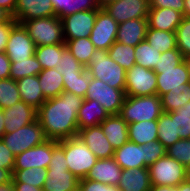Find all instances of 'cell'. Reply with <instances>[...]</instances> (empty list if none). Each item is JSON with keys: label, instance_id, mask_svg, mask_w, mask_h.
Masks as SVG:
<instances>
[{"label": "cell", "instance_id": "cell-1", "mask_svg": "<svg viewBox=\"0 0 190 191\" xmlns=\"http://www.w3.org/2000/svg\"><path fill=\"white\" fill-rule=\"evenodd\" d=\"M83 98L63 91L54 98L47 99L37 109V120L49 140H63L78 135L77 116Z\"/></svg>", "mask_w": 190, "mask_h": 191}, {"label": "cell", "instance_id": "cell-2", "mask_svg": "<svg viewBox=\"0 0 190 191\" xmlns=\"http://www.w3.org/2000/svg\"><path fill=\"white\" fill-rule=\"evenodd\" d=\"M86 70L91 78L99 79L115 89H125L126 70L109 57L107 50L96 49Z\"/></svg>", "mask_w": 190, "mask_h": 191}, {"label": "cell", "instance_id": "cell-3", "mask_svg": "<svg viewBox=\"0 0 190 191\" xmlns=\"http://www.w3.org/2000/svg\"><path fill=\"white\" fill-rule=\"evenodd\" d=\"M163 113L161 99L157 94L126 96L119 115L127 124L157 120Z\"/></svg>", "mask_w": 190, "mask_h": 191}, {"label": "cell", "instance_id": "cell-4", "mask_svg": "<svg viewBox=\"0 0 190 191\" xmlns=\"http://www.w3.org/2000/svg\"><path fill=\"white\" fill-rule=\"evenodd\" d=\"M58 143L64 148L68 170L78 180L86 178L98 158L78 136L59 140Z\"/></svg>", "mask_w": 190, "mask_h": 191}, {"label": "cell", "instance_id": "cell-5", "mask_svg": "<svg viewBox=\"0 0 190 191\" xmlns=\"http://www.w3.org/2000/svg\"><path fill=\"white\" fill-rule=\"evenodd\" d=\"M22 25L36 47L65 43L62 22L57 16L27 20Z\"/></svg>", "mask_w": 190, "mask_h": 191}, {"label": "cell", "instance_id": "cell-6", "mask_svg": "<svg viewBox=\"0 0 190 191\" xmlns=\"http://www.w3.org/2000/svg\"><path fill=\"white\" fill-rule=\"evenodd\" d=\"M151 185H167L177 187L190 177V171L177 160L167 154L149 167Z\"/></svg>", "mask_w": 190, "mask_h": 191}, {"label": "cell", "instance_id": "cell-7", "mask_svg": "<svg viewBox=\"0 0 190 191\" xmlns=\"http://www.w3.org/2000/svg\"><path fill=\"white\" fill-rule=\"evenodd\" d=\"M16 156L22 152L38 146L48 140L44 134L40 122H34L19 128L11 133H5L1 139Z\"/></svg>", "mask_w": 190, "mask_h": 191}, {"label": "cell", "instance_id": "cell-8", "mask_svg": "<svg viewBox=\"0 0 190 191\" xmlns=\"http://www.w3.org/2000/svg\"><path fill=\"white\" fill-rule=\"evenodd\" d=\"M125 98V89L112 88L107 83L94 78H91L85 96L87 100L99 102L109 115H119Z\"/></svg>", "mask_w": 190, "mask_h": 191}, {"label": "cell", "instance_id": "cell-9", "mask_svg": "<svg viewBox=\"0 0 190 191\" xmlns=\"http://www.w3.org/2000/svg\"><path fill=\"white\" fill-rule=\"evenodd\" d=\"M157 75L152 69L133 65L126 71V96H148L156 94Z\"/></svg>", "mask_w": 190, "mask_h": 191}, {"label": "cell", "instance_id": "cell-10", "mask_svg": "<svg viewBox=\"0 0 190 191\" xmlns=\"http://www.w3.org/2000/svg\"><path fill=\"white\" fill-rule=\"evenodd\" d=\"M99 10L79 11L61 18L65 40L90 37Z\"/></svg>", "mask_w": 190, "mask_h": 191}, {"label": "cell", "instance_id": "cell-11", "mask_svg": "<svg viewBox=\"0 0 190 191\" xmlns=\"http://www.w3.org/2000/svg\"><path fill=\"white\" fill-rule=\"evenodd\" d=\"M117 31L118 23L101 8L89 38L96 49L108 50L116 41Z\"/></svg>", "mask_w": 190, "mask_h": 191}, {"label": "cell", "instance_id": "cell-12", "mask_svg": "<svg viewBox=\"0 0 190 191\" xmlns=\"http://www.w3.org/2000/svg\"><path fill=\"white\" fill-rule=\"evenodd\" d=\"M36 45L22 24L10 31L5 53L10 60H26L35 54Z\"/></svg>", "mask_w": 190, "mask_h": 191}, {"label": "cell", "instance_id": "cell-13", "mask_svg": "<svg viewBox=\"0 0 190 191\" xmlns=\"http://www.w3.org/2000/svg\"><path fill=\"white\" fill-rule=\"evenodd\" d=\"M103 9L118 23L147 18L149 0H117L104 6Z\"/></svg>", "mask_w": 190, "mask_h": 191}, {"label": "cell", "instance_id": "cell-14", "mask_svg": "<svg viewBox=\"0 0 190 191\" xmlns=\"http://www.w3.org/2000/svg\"><path fill=\"white\" fill-rule=\"evenodd\" d=\"M153 70L157 75L156 94L159 97L172 89L184 88L190 83L189 68L185 60L175 68Z\"/></svg>", "mask_w": 190, "mask_h": 191}, {"label": "cell", "instance_id": "cell-15", "mask_svg": "<svg viewBox=\"0 0 190 191\" xmlns=\"http://www.w3.org/2000/svg\"><path fill=\"white\" fill-rule=\"evenodd\" d=\"M52 153L53 140L48 139L44 143L16 155L13 169H30L31 167L48 169Z\"/></svg>", "mask_w": 190, "mask_h": 191}, {"label": "cell", "instance_id": "cell-16", "mask_svg": "<svg viewBox=\"0 0 190 191\" xmlns=\"http://www.w3.org/2000/svg\"><path fill=\"white\" fill-rule=\"evenodd\" d=\"M56 16L51 0H17L14 15L19 24L24 21Z\"/></svg>", "mask_w": 190, "mask_h": 191}, {"label": "cell", "instance_id": "cell-17", "mask_svg": "<svg viewBox=\"0 0 190 191\" xmlns=\"http://www.w3.org/2000/svg\"><path fill=\"white\" fill-rule=\"evenodd\" d=\"M77 136L98 159L113 157L115 150L107 140L100 125L81 129Z\"/></svg>", "mask_w": 190, "mask_h": 191}, {"label": "cell", "instance_id": "cell-18", "mask_svg": "<svg viewBox=\"0 0 190 191\" xmlns=\"http://www.w3.org/2000/svg\"><path fill=\"white\" fill-rule=\"evenodd\" d=\"M3 113L5 133L14 132L37 119V110L22 100L4 109Z\"/></svg>", "mask_w": 190, "mask_h": 191}, {"label": "cell", "instance_id": "cell-19", "mask_svg": "<svg viewBox=\"0 0 190 191\" xmlns=\"http://www.w3.org/2000/svg\"><path fill=\"white\" fill-rule=\"evenodd\" d=\"M78 183L68 167L49 166L43 191H78Z\"/></svg>", "mask_w": 190, "mask_h": 191}, {"label": "cell", "instance_id": "cell-20", "mask_svg": "<svg viewBox=\"0 0 190 191\" xmlns=\"http://www.w3.org/2000/svg\"><path fill=\"white\" fill-rule=\"evenodd\" d=\"M122 168L116 163L114 158L98 159L86 176V179L101 182L111 186L119 184Z\"/></svg>", "mask_w": 190, "mask_h": 191}, {"label": "cell", "instance_id": "cell-21", "mask_svg": "<svg viewBox=\"0 0 190 191\" xmlns=\"http://www.w3.org/2000/svg\"><path fill=\"white\" fill-rule=\"evenodd\" d=\"M183 14L171 8H150L147 17L148 28L175 32Z\"/></svg>", "mask_w": 190, "mask_h": 191}, {"label": "cell", "instance_id": "cell-22", "mask_svg": "<svg viewBox=\"0 0 190 191\" xmlns=\"http://www.w3.org/2000/svg\"><path fill=\"white\" fill-rule=\"evenodd\" d=\"M148 29L147 18H138L118 24L116 41L135 47L145 40Z\"/></svg>", "mask_w": 190, "mask_h": 191}, {"label": "cell", "instance_id": "cell-23", "mask_svg": "<svg viewBox=\"0 0 190 191\" xmlns=\"http://www.w3.org/2000/svg\"><path fill=\"white\" fill-rule=\"evenodd\" d=\"M114 160L122 169L148 167L144 163V145L127 141L114 151Z\"/></svg>", "mask_w": 190, "mask_h": 191}, {"label": "cell", "instance_id": "cell-24", "mask_svg": "<svg viewBox=\"0 0 190 191\" xmlns=\"http://www.w3.org/2000/svg\"><path fill=\"white\" fill-rule=\"evenodd\" d=\"M100 126L114 150L129 141L128 124L120 115H109Z\"/></svg>", "mask_w": 190, "mask_h": 191}, {"label": "cell", "instance_id": "cell-25", "mask_svg": "<svg viewBox=\"0 0 190 191\" xmlns=\"http://www.w3.org/2000/svg\"><path fill=\"white\" fill-rule=\"evenodd\" d=\"M117 186L121 191H149L152 185L148 167L122 169Z\"/></svg>", "mask_w": 190, "mask_h": 191}, {"label": "cell", "instance_id": "cell-26", "mask_svg": "<svg viewBox=\"0 0 190 191\" xmlns=\"http://www.w3.org/2000/svg\"><path fill=\"white\" fill-rule=\"evenodd\" d=\"M108 116L99 102L84 99L77 116L78 129L100 125Z\"/></svg>", "mask_w": 190, "mask_h": 191}, {"label": "cell", "instance_id": "cell-27", "mask_svg": "<svg viewBox=\"0 0 190 191\" xmlns=\"http://www.w3.org/2000/svg\"><path fill=\"white\" fill-rule=\"evenodd\" d=\"M21 100L36 110L47 100L40 88L38 75L26 76L16 81Z\"/></svg>", "mask_w": 190, "mask_h": 191}, {"label": "cell", "instance_id": "cell-28", "mask_svg": "<svg viewBox=\"0 0 190 191\" xmlns=\"http://www.w3.org/2000/svg\"><path fill=\"white\" fill-rule=\"evenodd\" d=\"M129 141L144 145L158 140L157 120L128 124Z\"/></svg>", "mask_w": 190, "mask_h": 191}, {"label": "cell", "instance_id": "cell-29", "mask_svg": "<svg viewBox=\"0 0 190 191\" xmlns=\"http://www.w3.org/2000/svg\"><path fill=\"white\" fill-rule=\"evenodd\" d=\"M40 88L46 99L54 98L64 91L63 75L57 68L44 69L38 74Z\"/></svg>", "mask_w": 190, "mask_h": 191}, {"label": "cell", "instance_id": "cell-30", "mask_svg": "<svg viewBox=\"0 0 190 191\" xmlns=\"http://www.w3.org/2000/svg\"><path fill=\"white\" fill-rule=\"evenodd\" d=\"M51 3L59 19L79 11L101 9L97 0H51Z\"/></svg>", "mask_w": 190, "mask_h": 191}, {"label": "cell", "instance_id": "cell-31", "mask_svg": "<svg viewBox=\"0 0 190 191\" xmlns=\"http://www.w3.org/2000/svg\"><path fill=\"white\" fill-rule=\"evenodd\" d=\"M66 48L65 43L38 46L36 47L34 55L41 64L43 70L58 68L62 58V52Z\"/></svg>", "mask_w": 190, "mask_h": 191}, {"label": "cell", "instance_id": "cell-32", "mask_svg": "<svg viewBox=\"0 0 190 191\" xmlns=\"http://www.w3.org/2000/svg\"><path fill=\"white\" fill-rule=\"evenodd\" d=\"M65 45L75 59L79 61L85 68L89 65L92 54L96 50L89 37L65 40Z\"/></svg>", "mask_w": 190, "mask_h": 191}, {"label": "cell", "instance_id": "cell-33", "mask_svg": "<svg viewBox=\"0 0 190 191\" xmlns=\"http://www.w3.org/2000/svg\"><path fill=\"white\" fill-rule=\"evenodd\" d=\"M145 39L161 53L177 48L175 32L148 28Z\"/></svg>", "mask_w": 190, "mask_h": 191}, {"label": "cell", "instance_id": "cell-34", "mask_svg": "<svg viewBox=\"0 0 190 191\" xmlns=\"http://www.w3.org/2000/svg\"><path fill=\"white\" fill-rule=\"evenodd\" d=\"M42 70L35 55L26 60H11L10 78L18 81L26 76L38 75Z\"/></svg>", "mask_w": 190, "mask_h": 191}, {"label": "cell", "instance_id": "cell-35", "mask_svg": "<svg viewBox=\"0 0 190 191\" xmlns=\"http://www.w3.org/2000/svg\"><path fill=\"white\" fill-rule=\"evenodd\" d=\"M134 55L136 65L153 70L158 63L161 52L151 46L145 39L135 46Z\"/></svg>", "mask_w": 190, "mask_h": 191}, {"label": "cell", "instance_id": "cell-36", "mask_svg": "<svg viewBox=\"0 0 190 191\" xmlns=\"http://www.w3.org/2000/svg\"><path fill=\"white\" fill-rule=\"evenodd\" d=\"M46 178V168L31 167L30 169H13V182H23L43 189Z\"/></svg>", "mask_w": 190, "mask_h": 191}, {"label": "cell", "instance_id": "cell-37", "mask_svg": "<svg viewBox=\"0 0 190 191\" xmlns=\"http://www.w3.org/2000/svg\"><path fill=\"white\" fill-rule=\"evenodd\" d=\"M160 99L163 112L178 110L182 105L190 101V83L184 88L170 90L168 93L163 94Z\"/></svg>", "mask_w": 190, "mask_h": 191}, {"label": "cell", "instance_id": "cell-38", "mask_svg": "<svg viewBox=\"0 0 190 191\" xmlns=\"http://www.w3.org/2000/svg\"><path fill=\"white\" fill-rule=\"evenodd\" d=\"M168 113L174 118L175 138L190 140V101Z\"/></svg>", "mask_w": 190, "mask_h": 191}, {"label": "cell", "instance_id": "cell-39", "mask_svg": "<svg viewBox=\"0 0 190 191\" xmlns=\"http://www.w3.org/2000/svg\"><path fill=\"white\" fill-rule=\"evenodd\" d=\"M107 51L109 57L126 71L135 65V47L115 41Z\"/></svg>", "mask_w": 190, "mask_h": 191}, {"label": "cell", "instance_id": "cell-40", "mask_svg": "<svg viewBox=\"0 0 190 191\" xmlns=\"http://www.w3.org/2000/svg\"><path fill=\"white\" fill-rule=\"evenodd\" d=\"M158 141L167 149L181 138H175L174 118L163 112L157 119Z\"/></svg>", "mask_w": 190, "mask_h": 191}, {"label": "cell", "instance_id": "cell-41", "mask_svg": "<svg viewBox=\"0 0 190 191\" xmlns=\"http://www.w3.org/2000/svg\"><path fill=\"white\" fill-rule=\"evenodd\" d=\"M21 101L18 85L12 78L0 79V109H6Z\"/></svg>", "mask_w": 190, "mask_h": 191}, {"label": "cell", "instance_id": "cell-42", "mask_svg": "<svg viewBox=\"0 0 190 191\" xmlns=\"http://www.w3.org/2000/svg\"><path fill=\"white\" fill-rule=\"evenodd\" d=\"M91 75L84 70L79 76L63 77L64 91L73 93L85 99Z\"/></svg>", "mask_w": 190, "mask_h": 191}, {"label": "cell", "instance_id": "cell-43", "mask_svg": "<svg viewBox=\"0 0 190 191\" xmlns=\"http://www.w3.org/2000/svg\"><path fill=\"white\" fill-rule=\"evenodd\" d=\"M63 77L79 76L86 68L75 59L71 52L66 48L62 52V58L57 68Z\"/></svg>", "mask_w": 190, "mask_h": 191}, {"label": "cell", "instance_id": "cell-44", "mask_svg": "<svg viewBox=\"0 0 190 191\" xmlns=\"http://www.w3.org/2000/svg\"><path fill=\"white\" fill-rule=\"evenodd\" d=\"M166 154L190 171V140L180 139L166 149Z\"/></svg>", "mask_w": 190, "mask_h": 191}, {"label": "cell", "instance_id": "cell-45", "mask_svg": "<svg viewBox=\"0 0 190 191\" xmlns=\"http://www.w3.org/2000/svg\"><path fill=\"white\" fill-rule=\"evenodd\" d=\"M177 48L184 58L190 56V18L183 16L175 31Z\"/></svg>", "mask_w": 190, "mask_h": 191}, {"label": "cell", "instance_id": "cell-46", "mask_svg": "<svg viewBox=\"0 0 190 191\" xmlns=\"http://www.w3.org/2000/svg\"><path fill=\"white\" fill-rule=\"evenodd\" d=\"M185 60L178 48L161 53V56L154 69L175 68Z\"/></svg>", "mask_w": 190, "mask_h": 191}, {"label": "cell", "instance_id": "cell-47", "mask_svg": "<svg viewBox=\"0 0 190 191\" xmlns=\"http://www.w3.org/2000/svg\"><path fill=\"white\" fill-rule=\"evenodd\" d=\"M166 155V148L157 140L144 144V163L149 167Z\"/></svg>", "mask_w": 190, "mask_h": 191}, {"label": "cell", "instance_id": "cell-48", "mask_svg": "<svg viewBox=\"0 0 190 191\" xmlns=\"http://www.w3.org/2000/svg\"><path fill=\"white\" fill-rule=\"evenodd\" d=\"M14 164L15 155L5 145V143L0 140V168L9 169L13 172Z\"/></svg>", "mask_w": 190, "mask_h": 191}, {"label": "cell", "instance_id": "cell-49", "mask_svg": "<svg viewBox=\"0 0 190 191\" xmlns=\"http://www.w3.org/2000/svg\"><path fill=\"white\" fill-rule=\"evenodd\" d=\"M150 8H171L184 16V0H149Z\"/></svg>", "mask_w": 190, "mask_h": 191}, {"label": "cell", "instance_id": "cell-50", "mask_svg": "<svg viewBox=\"0 0 190 191\" xmlns=\"http://www.w3.org/2000/svg\"><path fill=\"white\" fill-rule=\"evenodd\" d=\"M49 166L68 167L64 148L58 143L57 140H53V153Z\"/></svg>", "mask_w": 190, "mask_h": 191}, {"label": "cell", "instance_id": "cell-51", "mask_svg": "<svg viewBox=\"0 0 190 191\" xmlns=\"http://www.w3.org/2000/svg\"><path fill=\"white\" fill-rule=\"evenodd\" d=\"M17 23L18 22L13 17H11L7 22L0 24V52H5V48L10 36V31Z\"/></svg>", "mask_w": 190, "mask_h": 191}, {"label": "cell", "instance_id": "cell-52", "mask_svg": "<svg viewBox=\"0 0 190 191\" xmlns=\"http://www.w3.org/2000/svg\"><path fill=\"white\" fill-rule=\"evenodd\" d=\"M78 191H103V183L84 178L79 180Z\"/></svg>", "mask_w": 190, "mask_h": 191}, {"label": "cell", "instance_id": "cell-53", "mask_svg": "<svg viewBox=\"0 0 190 191\" xmlns=\"http://www.w3.org/2000/svg\"><path fill=\"white\" fill-rule=\"evenodd\" d=\"M11 60L5 52H0V79L10 78Z\"/></svg>", "mask_w": 190, "mask_h": 191}, {"label": "cell", "instance_id": "cell-54", "mask_svg": "<svg viewBox=\"0 0 190 191\" xmlns=\"http://www.w3.org/2000/svg\"><path fill=\"white\" fill-rule=\"evenodd\" d=\"M14 191H43L42 188L35 187L33 185H29L23 182H13Z\"/></svg>", "mask_w": 190, "mask_h": 191}, {"label": "cell", "instance_id": "cell-55", "mask_svg": "<svg viewBox=\"0 0 190 191\" xmlns=\"http://www.w3.org/2000/svg\"><path fill=\"white\" fill-rule=\"evenodd\" d=\"M17 0H0V7L14 15Z\"/></svg>", "mask_w": 190, "mask_h": 191}, {"label": "cell", "instance_id": "cell-56", "mask_svg": "<svg viewBox=\"0 0 190 191\" xmlns=\"http://www.w3.org/2000/svg\"><path fill=\"white\" fill-rule=\"evenodd\" d=\"M13 172L9 169L0 168V184L12 181Z\"/></svg>", "mask_w": 190, "mask_h": 191}, {"label": "cell", "instance_id": "cell-57", "mask_svg": "<svg viewBox=\"0 0 190 191\" xmlns=\"http://www.w3.org/2000/svg\"><path fill=\"white\" fill-rule=\"evenodd\" d=\"M149 191H177V187L167 185H152Z\"/></svg>", "mask_w": 190, "mask_h": 191}, {"label": "cell", "instance_id": "cell-58", "mask_svg": "<svg viewBox=\"0 0 190 191\" xmlns=\"http://www.w3.org/2000/svg\"><path fill=\"white\" fill-rule=\"evenodd\" d=\"M11 17L12 15L8 11L0 7V24L7 22Z\"/></svg>", "mask_w": 190, "mask_h": 191}, {"label": "cell", "instance_id": "cell-59", "mask_svg": "<svg viewBox=\"0 0 190 191\" xmlns=\"http://www.w3.org/2000/svg\"><path fill=\"white\" fill-rule=\"evenodd\" d=\"M4 113L3 109H0V140L2 139V136L5 134V123H4Z\"/></svg>", "mask_w": 190, "mask_h": 191}, {"label": "cell", "instance_id": "cell-60", "mask_svg": "<svg viewBox=\"0 0 190 191\" xmlns=\"http://www.w3.org/2000/svg\"><path fill=\"white\" fill-rule=\"evenodd\" d=\"M177 191H190V177L177 186Z\"/></svg>", "mask_w": 190, "mask_h": 191}, {"label": "cell", "instance_id": "cell-61", "mask_svg": "<svg viewBox=\"0 0 190 191\" xmlns=\"http://www.w3.org/2000/svg\"><path fill=\"white\" fill-rule=\"evenodd\" d=\"M0 191H14L13 181L0 184Z\"/></svg>", "mask_w": 190, "mask_h": 191}, {"label": "cell", "instance_id": "cell-62", "mask_svg": "<svg viewBox=\"0 0 190 191\" xmlns=\"http://www.w3.org/2000/svg\"><path fill=\"white\" fill-rule=\"evenodd\" d=\"M184 16L190 18V0H184Z\"/></svg>", "mask_w": 190, "mask_h": 191}, {"label": "cell", "instance_id": "cell-63", "mask_svg": "<svg viewBox=\"0 0 190 191\" xmlns=\"http://www.w3.org/2000/svg\"><path fill=\"white\" fill-rule=\"evenodd\" d=\"M103 191H121V189L118 186L103 184Z\"/></svg>", "mask_w": 190, "mask_h": 191}, {"label": "cell", "instance_id": "cell-64", "mask_svg": "<svg viewBox=\"0 0 190 191\" xmlns=\"http://www.w3.org/2000/svg\"><path fill=\"white\" fill-rule=\"evenodd\" d=\"M117 0H97L100 8H103L104 6L108 5L109 3L115 2Z\"/></svg>", "mask_w": 190, "mask_h": 191}, {"label": "cell", "instance_id": "cell-65", "mask_svg": "<svg viewBox=\"0 0 190 191\" xmlns=\"http://www.w3.org/2000/svg\"><path fill=\"white\" fill-rule=\"evenodd\" d=\"M185 61H186L187 65H188L189 75H190V56H189V57H186V58H185Z\"/></svg>", "mask_w": 190, "mask_h": 191}]
</instances>
